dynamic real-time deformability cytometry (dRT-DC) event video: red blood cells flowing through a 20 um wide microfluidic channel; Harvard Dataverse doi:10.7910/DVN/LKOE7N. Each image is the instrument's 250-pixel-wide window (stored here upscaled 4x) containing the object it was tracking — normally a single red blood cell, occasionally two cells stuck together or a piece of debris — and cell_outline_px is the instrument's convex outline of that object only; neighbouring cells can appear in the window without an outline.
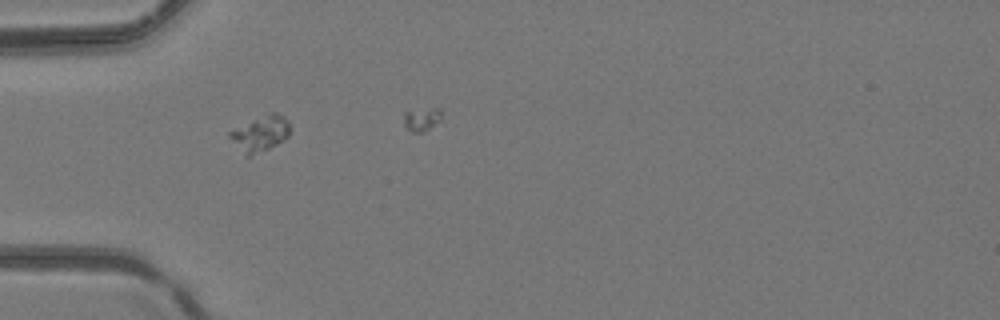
{"species": "common noctule bat (a hibernating species)", "species_latin": "Nyctalus noctula", "temperature_condition": "room temperature", "stored_images_in_passage": 2, "camera_frame_rate_fps": 3000, "um_per_image_px": 0.085, "animal": {"sex": "female", "body_mass_g": 24.6, "forearm_length_mm": 56.2}, "frame": {"image": 1, "passage_image": 1, "time_ms": 0.0, "image_size_px": [1000, 320], "cell_outline_px": [[288, 136], [276, 144], [268, 148], [248, 156], [228, 136], [228, 132], [268, 112], [276, 112], [284, 116], [288, 120]], "centroid_in_image_um": [22.15, 11.3], "position_along_channel_um": 62.9, "area_um2": 11.91}}